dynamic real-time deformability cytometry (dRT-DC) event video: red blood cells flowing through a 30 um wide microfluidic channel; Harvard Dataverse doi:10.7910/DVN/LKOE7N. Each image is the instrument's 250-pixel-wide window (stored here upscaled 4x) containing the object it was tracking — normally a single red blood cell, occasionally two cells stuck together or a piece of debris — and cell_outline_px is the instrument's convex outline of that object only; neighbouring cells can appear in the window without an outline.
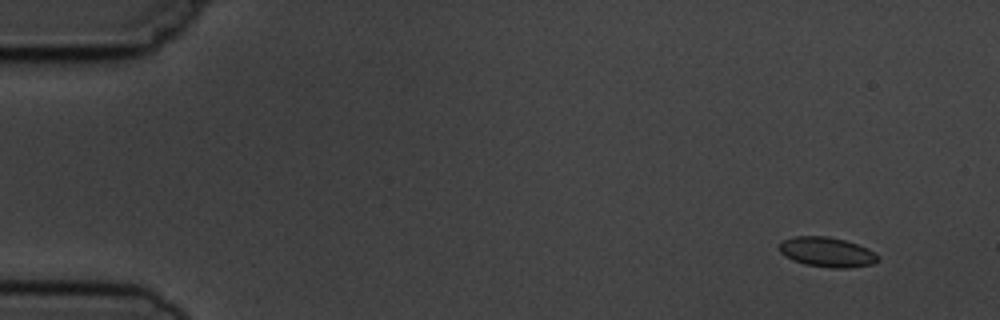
{"species": "common noctule bat (a hibernating species)", "species_latin": "Nyctalus noctula", "temperature_condition": "cold", "stored_images_in_passage": 7, "camera_frame_rate_fps": 3000, "um_per_image_px": 0.085, "animal": {"sex": "male", "body_mass_g": 19.5, "forearm_length_mm": 54.6}, "frame": {"image": 1, "passage_image": 1, "time_ms": 0.0, "image_size_px": [1000, 320], "cell_outline_px": [[880, 260], [872, 264], [848, 268], [832, 268], [804, 264], [792, 260], [784, 256], [780, 252], [776, 244], [792, 236], [828, 236], [844, 240], [868, 248], [880, 256]], "centroid_in_image_um": [70.27, 21.43], "position_along_channel_um": 14.7, "area_um2": 17.4}}
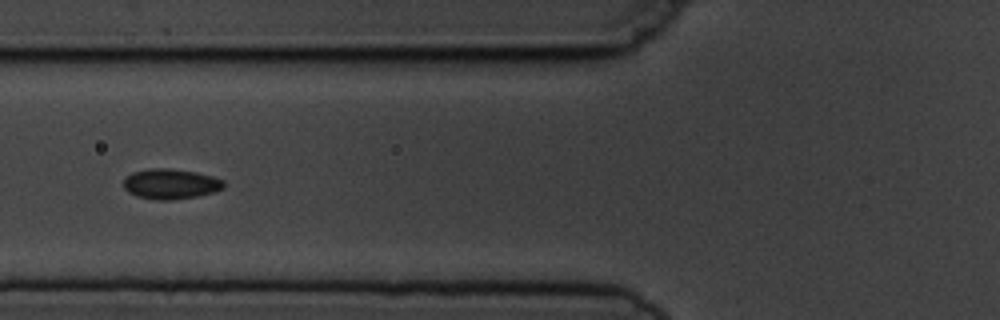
{"frame": {"image": 2, "passage_image": 6, "time_ms": 5.667, "image_size_px": [1000, 320], "cell_outline_px": [[224, 188], [212, 192], [196, 196], [172, 200], [156, 200], [136, 196], [128, 192], [124, 188], [124, 180], [132, 172], [148, 168], [172, 168], [196, 172], [212, 176], [224, 180]], "centroid_in_image_um": [14.49, 15.63], "position_along_channel_um": 111.3, "area_um2": 17.69}}
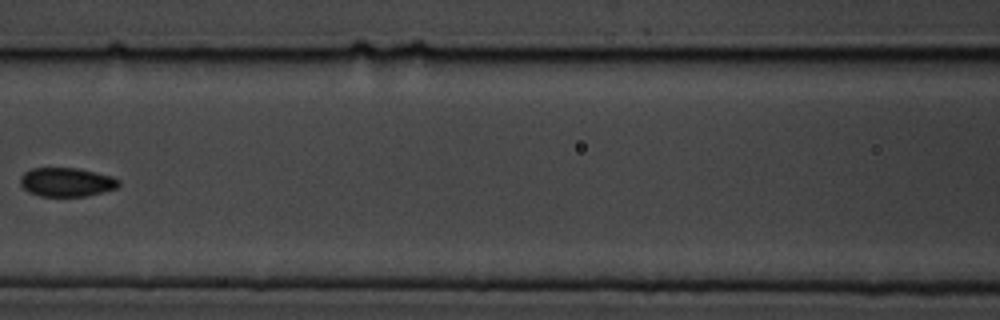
{"frame": {"image": 3, "passage_image": 7, "time_ms": 7.0, "image_size_px": [1000, 320], "cell_outline_px": [[120, 184], [116, 188], [84, 196], [40, 196], [28, 192], [20, 184], [20, 176], [24, 172], [32, 168], [76, 168], [96, 172], [112, 176], [120, 180]], "centroid_in_image_um": [5.63, 15.47], "position_along_channel_um": 161.0, "area_um2": 16.53}}